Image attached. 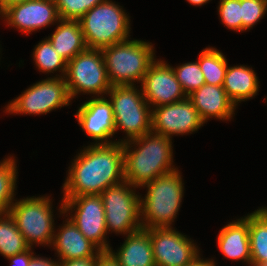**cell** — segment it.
I'll return each mask as SVG.
<instances>
[{
  "label": "cell",
  "instance_id": "21",
  "mask_svg": "<svg viewBox=\"0 0 267 266\" xmlns=\"http://www.w3.org/2000/svg\"><path fill=\"white\" fill-rule=\"evenodd\" d=\"M58 23L56 30L48 39L56 52L68 62L77 54L84 52L87 46L79 20L60 19Z\"/></svg>",
  "mask_w": 267,
  "mask_h": 266
},
{
  "label": "cell",
  "instance_id": "36",
  "mask_svg": "<svg viewBox=\"0 0 267 266\" xmlns=\"http://www.w3.org/2000/svg\"><path fill=\"white\" fill-rule=\"evenodd\" d=\"M28 0H0V6L5 11L7 8L16 5V4H21L23 2H26Z\"/></svg>",
  "mask_w": 267,
  "mask_h": 266
},
{
  "label": "cell",
  "instance_id": "31",
  "mask_svg": "<svg viewBox=\"0 0 267 266\" xmlns=\"http://www.w3.org/2000/svg\"><path fill=\"white\" fill-rule=\"evenodd\" d=\"M267 11V0H241L242 31L252 28Z\"/></svg>",
  "mask_w": 267,
  "mask_h": 266
},
{
  "label": "cell",
  "instance_id": "37",
  "mask_svg": "<svg viewBox=\"0 0 267 266\" xmlns=\"http://www.w3.org/2000/svg\"><path fill=\"white\" fill-rule=\"evenodd\" d=\"M189 266H215V263L212 260H203L200 257L192 264Z\"/></svg>",
  "mask_w": 267,
  "mask_h": 266
},
{
  "label": "cell",
  "instance_id": "8",
  "mask_svg": "<svg viewBox=\"0 0 267 266\" xmlns=\"http://www.w3.org/2000/svg\"><path fill=\"white\" fill-rule=\"evenodd\" d=\"M65 80L71 99L83 92L101 95L111 89L101 49H86L67 62Z\"/></svg>",
  "mask_w": 267,
  "mask_h": 266
},
{
  "label": "cell",
  "instance_id": "41",
  "mask_svg": "<svg viewBox=\"0 0 267 266\" xmlns=\"http://www.w3.org/2000/svg\"><path fill=\"white\" fill-rule=\"evenodd\" d=\"M48 1H52V2L57 3L59 0H48Z\"/></svg>",
  "mask_w": 267,
  "mask_h": 266
},
{
  "label": "cell",
  "instance_id": "17",
  "mask_svg": "<svg viewBox=\"0 0 267 266\" xmlns=\"http://www.w3.org/2000/svg\"><path fill=\"white\" fill-rule=\"evenodd\" d=\"M188 98L197 109L200 119L205 123L211 117L220 120L232 118L236 109L223 86L204 84L191 93Z\"/></svg>",
  "mask_w": 267,
  "mask_h": 266
},
{
  "label": "cell",
  "instance_id": "1",
  "mask_svg": "<svg viewBox=\"0 0 267 266\" xmlns=\"http://www.w3.org/2000/svg\"><path fill=\"white\" fill-rule=\"evenodd\" d=\"M63 184V197L100 195L108 187L125 180L123 145L94 144L85 147L69 167Z\"/></svg>",
  "mask_w": 267,
  "mask_h": 266
},
{
  "label": "cell",
  "instance_id": "28",
  "mask_svg": "<svg viewBox=\"0 0 267 266\" xmlns=\"http://www.w3.org/2000/svg\"><path fill=\"white\" fill-rule=\"evenodd\" d=\"M177 80L187 97L205 84L203 72L198 61L188 62L173 68Z\"/></svg>",
  "mask_w": 267,
  "mask_h": 266
},
{
  "label": "cell",
  "instance_id": "6",
  "mask_svg": "<svg viewBox=\"0 0 267 266\" xmlns=\"http://www.w3.org/2000/svg\"><path fill=\"white\" fill-rule=\"evenodd\" d=\"M107 95L114 113L115 133L122 129L127 135V139H120L121 143L151 132L152 110L142 88L139 91L135 85H113Z\"/></svg>",
  "mask_w": 267,
  "mask_h": 266
},
{
  "label": "cell",
  "instance_id": "9",
  "mask_svg": "<svg viewBox=\"0 0 267 266\" xmlns=\"http://www.w3.org/2000/svg\"><path fill=\"white\" fill-rule=\"evenodd\" d=\"M131 187V188H130ZM127 181L108 187L100 195L108 232L131 234L142 228L140 198Z\"/></svg>",
  "mask_w": 267,
  "mask_h": 266
},
{
  "label": "cell",
  "instance_id": "5",
  "mask_svg": "<svg viewBox=\"0 0 267 266\" xmlns=\"http://www.w3.org/2000/svg\"><path fill=\"white\" fill-rule=\"evenodd\" d=\"M124 11L115 2L105 0L79 19L88 49H102L129 39L130 19Z\"/></svg>",
  "mask_w": 267,
  "mask_h": 266
},
{
  "label": "cell",
  "instance_id": "16",
  "mask_svg": "<svg viewBox=\"0 0 267 266\" xmlns=\"http://www.w3.org/2000/svg\"><path fill=\"white\" fill-rule=\"evenodd\" d=\"M3 17L8 26L26 34L60 20L56 3L48 0H28L13 5L4 11Z\"/></svg>",
  "mask_w": 267,
  "mask_h": 266
},
{
  "label": "cell",
  "instance_id": "38",
  "mask_svg": "<svg viewBox=\"0 0 267 266\" xmlns=\"http://www.w3.org/2000/svg\"><path fill=\"white\" fill-rule=\"evenodd\" d=\"M188 3L194 5V6H201L203 4L208 3L210 0H186Z\"/></svg>",
  "mask_w": 267,
  "mask_h": 266
},
{
  "label": "cell",
  "instance_id": "26",
  "mask_svg": "<svg viewBox=\"0 0 267 266\" xmlns=\"http://www.w3.org/2000/svg\"><path fill=\"white\" fill-rule=\"evenodd\" d=\"M33 59L37 69L41 72L54 73L61 72L65 77L67 71V62L56 52L48 38L42 40L35 46Z\"/></svg>",
  "mask_w": 267,
  "mask_h": 266
},
{
  "label": "cell",
  "instance_id": "30",
  "mask_svg": "<svg viewBox=\"0 0 267 266\" xmlns=\"http://www.w3.org/2000/svg\"><path fill=\"white\" fill-rule=\"evenodd\" d=\"M218 12L227 28L242 32L241 0H220Z\"/></svg>",
  "mask_w": 267,
  "mask_h": 266
},
{
  "label": "cell",
  "instance_id": "25",
  "mask_svg": "<svg viewBox=\"0 0 267 266\" xmlns=\"http://www.w3.org/2000/svg\"><path fill=\"white\" fill-rule=\"evenodd\" d=\"M29 248L11 215L6 212L0 216V254L7 258Z\"/></svg>",
  "mask_w": 267,
  "mask_h": 266
},
{
  "label": "cell",
  "instance_id": "12",
  "mask_svg": "<svg viewBox=\"0 0 267 266\" xmlns=\"http://www.w3.org/2000/svg\"><path fill=\"white\" fill-rule=\"evenodd\" d=\"M150 239L156 266H189L200 257L194 241L172 227L150 228Z\"/></svg>",
  "mask_w": 267,
  "mask_h": 266
},
{
  "label": "cell",
  "instance_id": "29",
  "mask_svg": "<svg viewBox=\"0 0 267 266\" xmlns=\"http://www.w3.org/2000/svg\"><path fill=\"white\" fill-rule=\"evenodd\" d=\"M105 0H59L57 10L60 19L79 20L87 11Z\"/></svg>",
  "mask_w": 267,
  "mask_h": 266
},
{
  "label": "cell",
  "instance_id": "15",
  "mask_svg": "<svg viewBox=\"0 0 267 266\" xmlns=\"http://www.w3.org/2000/svg\"><path fill=\"white\" fill-rule=\"evenodd\" d=\"M108 100L101 96L90 99L75 114L78 124L87 136L96 141V145L115 143L110 141L115 134V118L112 104Z\"/></svg>",
  "mask_w": 267,
  "mask_h": 266
},
{
  "label": "cell",
  "instance_id": "20",
  "mask_svg": "<svg viewBox=\"0 0 267 266\" xmlns=\"http://www.w3.org/2000/svg\"><path fill=\"white\" fill-rule=\"evenodd\" d=\"M109 252L120 266H156L153 254L150 229L141 228L128 234L117 252Z\"/></svg>",
  "mask_w": 267,
  "mask_h": 266
},
{
  "label": "cell",
  "instance_id": "10",
  "mask_svg": "<svg viewBox=\"0 0 267 266\" xmlns=\"http://www.w3.org/2000/svg\"><path fill=\"white\" fill-rule=\"evenodd\" d=\"M60 207V214H65L70 210L71 213L75 211L69 219L100 252H107L111 249L105 238L108 231L101 195L92 194L63 198Z\"/></svg>",
  "mask_w": 267,
  "mask_h": 266
},
{
  "label": "cell",
  "instance_id": "22",
  "mask_svg": "<svg viewBox=\"0 0 267 266\" xmlns=\"http://www.w3.org/2000/svg\"><path fill=\"white\" fill-rule=\"evenodd\" d=\"M258 77L250 67L239 65L227 68L223 88L229 99L237 106L257 95L259 90Z\"/></svg>",
  "mask_w": 267,
  "mask_h": 266
},
{
  "label": "cell",
  "instance_id": "7",
  "mask_svg": "<svg viewBox=\"0 0 267 266\" xmlns=\"http://www.w3.org/2000/svg\"><path fill=\"white\" fill-rule=\"evenodd\" d=\"M51 205L49 196H33L16 200L7 211L30 248L33 244H52L55 229Z\"/></svg>",
  "mask_w": 267,
  "mask_h": 266
},
{
  "label": "cell",
  "instance_id": "35",
  "mask_svg": "<svg viewBox=\"0 0 267 266\" xmlns=\"http://www.w3.org/2000/svg\"><path fill=\"white\" fill-rule=\"evenodd\" d=\"M29 266H59V261H52V259L38 257V256H32Z\"/></svg>",
  "mask_w": 267,
  "mask_h": 266
},
{
  "label": "cell",
  "instance_id": "3",
  "mask_svg": "<svg viewBox=\"0 0 267 266\" xmlns=\"http://www.w3.org/2000/svg\"><path fill=\"white\" fill-rule=\"evenodd\" d=\"M180 174L177 168L142 186L148 189L146 196L140 198L142 228L171 227L184 194Z\"/></svg>",
  "mask_w": 267,
  "mask_h": 266
},
{
  "label": "cell",
  "instance_id": "39",
  "mask_svg": "<svg viewBox=\"0 0 267 266\" xmlns=\"http://www.w3.org/2000/svg\"><path fill=\"white\" fill-rule=\"evenodd\" d=\"M7 211L0 205V216L4 215Z\"/></svg>",
  "mask_w": 267,
  "mask_h": 266
},
{
  "label": "cell",
  "instance_id": "23",
  "mask_svg": "<svg viewBox=\"0 0 267 266\" xmlns=\"http://www.w3.org/2000/svg\"><path fill=\"white\" fill-rule=\"evenodd\" d=\"M251 266L267 265V207L249 214Z\"/></svg>",
  "mask_w": 267,
  "mask_h": 266
},
{
  "label": "cell",
  "instance_id": "34",
  "mask_svg": "<svg viewBox=\"0 0 267 266\" xmlns=\"http://www.w3.org/2000/svg\"><path fill=\"white\" fill-rule=\"evenodd\" d=\"M97 258L61 260L59 266H95Z\"/></svg>",
  "mask_w": 267,
  "mask_h": 266
},
{
  "label": "cell",
  "instance_id": "13",
  "mask_svg": "<svg viewBox=\"0 0 267 266\" xmlns=\"http://www.w3.org/2000/svg\"><path fill=\"white\" fill-rule=\"evenodd\" d=\"M151 117V132L168 138L175 134L196 132L204 124L188 97L172 104L152 107Z\"/></svg>",
  "mask_w": 267,
  "mask_h": 266
},
{
  "label": "cell",
  "instance_id": "2",
  "mask_svg": "<svg viewBox=\"0 0 267 266\" xmlns=\"http://www.w3.org/2000/svg\"><path fill=\"white\" fill-rule=\"evenodd\" d=\"M171 140V138L150 132L123 142L125 181L135 187H142L158 176L176 170L172 163ZM132 144L137 146L132 149Z\"/></svg>",
  "mask_w": 267,
  "mask_h": 266
},
{
  "label": "cell",
  "instance_id": "32",
  "mask_svg": "<svg viewBox=\"0 0 267 266\" xmlns=\"http://www.w3.org/2000/svg\"><path fill=\"white\" fill-rule=\"evenodd\" d=\"M31 251L32 249L29 248L25 252L9 256L7 259L11 261V266H29L31 257L35 255L34 252Z\"/></svg>",
  "mask_w": 267,
  "mask_h": 266
},
{
  "label": "cell",
  "instance_id": "14",
  "mask_svg": "<svg viewBox=\"0 0 267 266\" xmlns=\"http://www.w3.org/2000/svg\"><path fill=\"white\" fill-rule=\"evenodd\" d=\"M141 88L145 100L155 108L187 98L170 65L163 60L154 61L144 75Z\"/></svg>",
  "mask_w": 267,
  "mask_h": 266
},
{
  "label": "cell",
  "instance_id": "24",
  "mask_svg": "<svg viewBox=\"0 0 267 266\" xmlns=\"http://www.w3.org/2000/svg\"><path fill=\"white\" fill-rule=\"evenodd\" d=\"M197 61L206 84L223 86L228 63L221 51L213 47L205 48Z\"/></svg>",
  "mask_w": 267,
  "mask_h": 266
},
{
  "label": "cell",
  "instance_id": "18",
  "mask_svg": "<svg viewBox=\"0 0 267 266\" xmlns=\"http://www.w3.org/2000/svg\"><path fill=\"white\" fill-rule=\"evenodd\" d=\"M65 223L58 230L59 232L54 233L51 244L58 253L59 261L97 258L101 253L100 250L80 232L69 218Z\"/></svg>",
  "mask_w": 267,
  "mask_h": 266
},
{
  "label": "cell",
  "instance_id": "33",
  "mask_svg": "<svg viewBox=\"0 0 267 266\" xmlns=\"http://www.w3.org/2000/svg\"><path fill=\"white\" fill-rule=\"evenodd\" d=\"M95 266H120L119 262L109 252H101L96 259Z\"/></svg>",
  "mask_w": 267,
  "mask_h": 266
},
{
  "label": "cell",
  "instance_id": "40",
  "mask_svg": "<svg viewBox=\"0 0 267 266\" xmlns=\"http://www.w3.org/2000/svg\"><path fill=\"white\" fill-rule=\"evenodd\" d=\"M0 15L3 17L4 16V11H3V9L1 8V6H0Z\"/></svg>",
  "mask_w": 267,
  "mask_h": 266
},
{
  "label": "cell",
  "instance_id": "11",
  "mask_svg": "<svg viewBox=\"0 0 267 266\" xmlns=\"http://www.w3.org/2000/svg\"><path fill=\"white\" fill-rule=\"evenodd\" d=\"M47 78L30 86L22 95L12 100L5 112L11 114H47L59 107L68 106L71 97L65 77Z\"/></svg>",
  "mask_w": 267,
  "mask_h": 266
},
{
  "label": "cell",
  "instance_id": "4",
  "mask_svg": "<svg viewBox=\"0 0 267 266\" xmlns=\"http://www.w3.org/2000/svg\"><path fill=\"white\" fill-rule=\"evenodd\" d=\"M153 45L142 40H125L101 49L107 77L113 85L142 83L144 75L155 61Z\"/></svg>",
  "mask_w": 267,
  "mask_h": 266
},
{
  "label": "cell",
  "instance_id": "27",
  "mask_svg": "<svg viewBox=\"0 0 267 266\" xmlns=\"http://www.w3.org/2000/svg\"><path fill=\"white\" fill-rule=\"evenodd\" d=\"M17 165L13 157L0 162V205L8 211L14 200L17 181Z\"/></svg>",
  "mask_w": 267,
  "mask_h": 266
},
{
  "label": "cell",
  "instance_id": "19",
  "mask_svg": "<svg viewBox=\"0 0 267 266\" xmlns=\"http://www.w3.org/2000/svg\"><path fill=\"white\" fill-rule=\"evenodd\" d=\"M217 242L224 257L242 260L251 266L249 214L224 226L219 232Z\"/></svg>",
  "mask_w": 267,
  "mask_h": 266
}]
</instances>
